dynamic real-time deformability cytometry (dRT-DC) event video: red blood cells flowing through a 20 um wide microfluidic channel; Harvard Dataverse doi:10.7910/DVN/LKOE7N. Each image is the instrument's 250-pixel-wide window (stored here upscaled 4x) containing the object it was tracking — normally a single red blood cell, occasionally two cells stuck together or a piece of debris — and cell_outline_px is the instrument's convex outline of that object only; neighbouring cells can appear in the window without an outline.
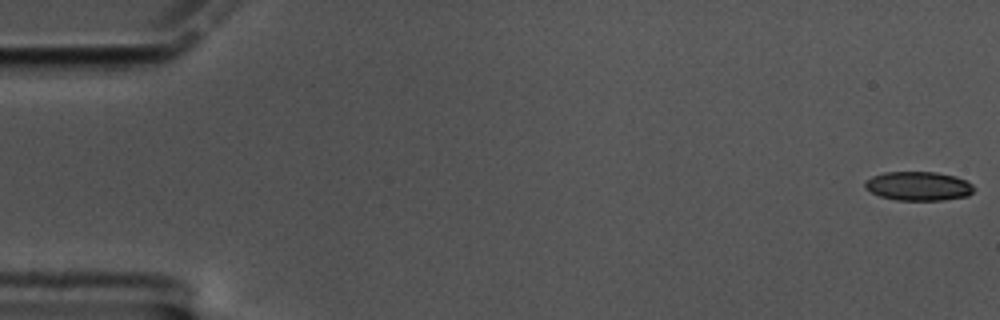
{"species": "common noctule bat (a hibernating species)", "species_latin": "Nyctalus noctula", "temperature_condition": "cold", "stored_images_in_passage": 60, "segment_of_instrument_passage": [1, 2], "camera_frame_rate_fps": 3000, "um_per_image_px": 0.085, "animal": {"sex": "male", "body_mass_g": 17.5, "forearm_length_mm": 52.3}, "frame": {"image": 1, "passage_image": 1, "time_ms": 0.0, "image_size_px": [1000, 320], "cell_outline_px": [[976, 188], [968, 196], [944, 200], [896, 200], [880, 196], [864, 188], [864, 184], [872, 176], [884, 172], [936, 172], [956, 176], [972, 184]], "centroid_in_image_um": [78.09, 15.82], "position_along_channel_um": 6.9, "area_um2": 18.44}}
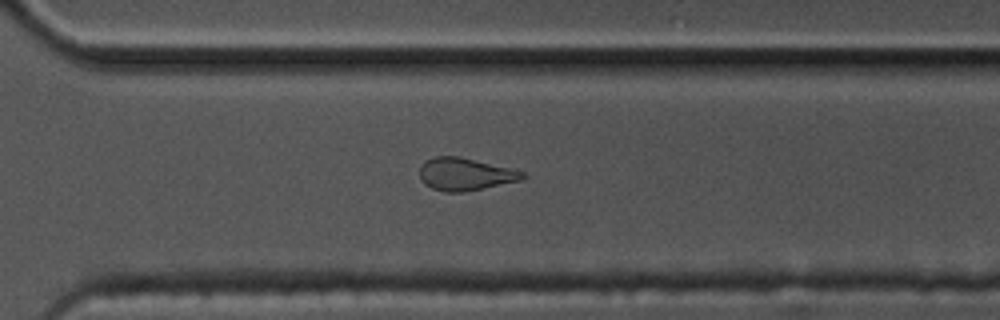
{"frame": {"image": 2, "passage_image": 42, "time_ms": 13.667, "image_size_px": [1000, 320], "cell_outline_px": [[528, 176], [524, 180], [464, 192], [444, 192], [432, 188], [424, 184], [420, 180], [420, 164], [424, 160], [436, 156], [460, 156], [524, 172]], "centroid_in_image_um": [39.52, 14.81], "position_along_channel_um": 331.1, "area_um2": 19.71}}
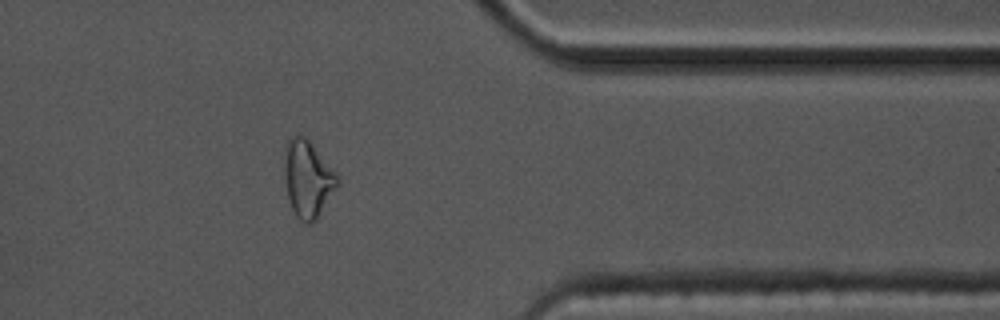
{"frame": {"image": 3, "passage_image": 48, "time_ms": 15.667, "image_size_px": [1000, 320], "cell_outline_px": [[340, 184], [316, 220], [308, 224], [304, 224], [296, 216], [288, 200], [284, 176], [284, 160], [288, 140], [292, 136], [300, 132], [312, 144], [336, 172], [340, 180]], "centroid_in_image_um": [26.17, 15.22], "position_along_channel_um": 385.2, "area_um2": 23.99}}